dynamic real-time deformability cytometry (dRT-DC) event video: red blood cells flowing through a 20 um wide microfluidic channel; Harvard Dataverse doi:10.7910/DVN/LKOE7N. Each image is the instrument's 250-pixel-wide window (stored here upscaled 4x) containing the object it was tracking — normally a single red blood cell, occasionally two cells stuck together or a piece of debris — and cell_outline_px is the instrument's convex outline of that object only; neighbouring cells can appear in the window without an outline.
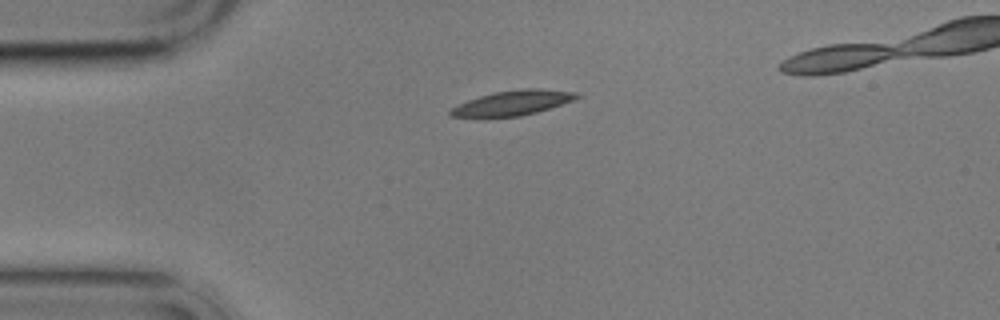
{"species": "common noctule bat (a hibernating species)", "species_latin": "Nyctalus noctula", "temperature_condition": "cold", "stored_images_in_passage": 3, "camera_frame_rate_fps": 3000, "um_per_image_px": 0.085, "animal": {"sex": "male", "body_mass_g": 17.9}, "frame": {"image": 1, "passage_image": 2, "time_ms": 1.333, "image_size_px": [1000, 320], "cell_outline_px": [[580, 96], [572, 100], [536, 112], [520, 116], [452, 116], [448, 112], [452, 108], [468, 100], [492, 92], [524, 88], [540, 88], [576, 92]], "centroid_in_image_um": [43.6, 8.72], "position_along_channel_um": 41.4, "area_um2": 17.74}}